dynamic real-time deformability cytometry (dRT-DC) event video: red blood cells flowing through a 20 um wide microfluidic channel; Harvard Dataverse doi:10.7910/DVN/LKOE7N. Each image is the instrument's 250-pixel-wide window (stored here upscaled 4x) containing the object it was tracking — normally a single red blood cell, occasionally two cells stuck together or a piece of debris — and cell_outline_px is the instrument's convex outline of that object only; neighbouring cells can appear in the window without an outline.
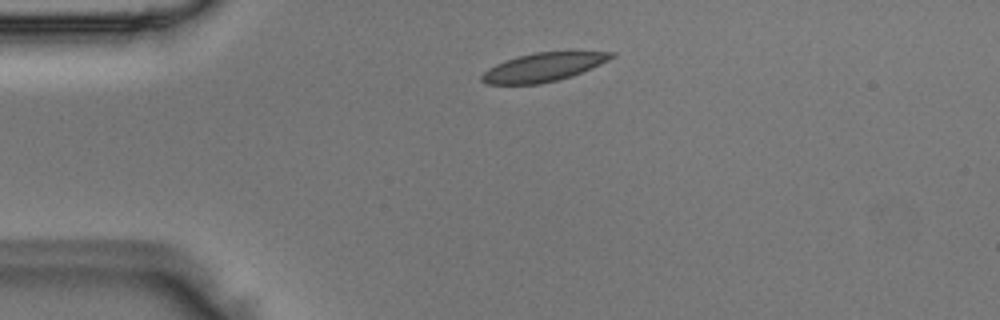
{"species": "Egyptian fruit bat (a non-hibernating species)", "species_latin": "Rousettus aegyptiacus", "temperature_condition": "room temperature", "stored_images_in_passage": 3, "camera_frame_rate_fps": 3000, "um_per_image_px": 0.085, "animal": {"sex": "male"}, "frame": {"image": 1, "passage_image": 2, "time_ms": 0.333, "image_size_px": [1000, 320], "cell_outline_px": [[616, 56], [600, 64], [572, 76], [540, 84], [484, 84], [480, 80], [480, 76], [488, 68], [496, 64], [516, 56], [532, 52], [616, 52]], "centroid_in_image_um": [46.13, 5.71], "position_along_channel_um": 38.9, "area_um2": 21.5}}